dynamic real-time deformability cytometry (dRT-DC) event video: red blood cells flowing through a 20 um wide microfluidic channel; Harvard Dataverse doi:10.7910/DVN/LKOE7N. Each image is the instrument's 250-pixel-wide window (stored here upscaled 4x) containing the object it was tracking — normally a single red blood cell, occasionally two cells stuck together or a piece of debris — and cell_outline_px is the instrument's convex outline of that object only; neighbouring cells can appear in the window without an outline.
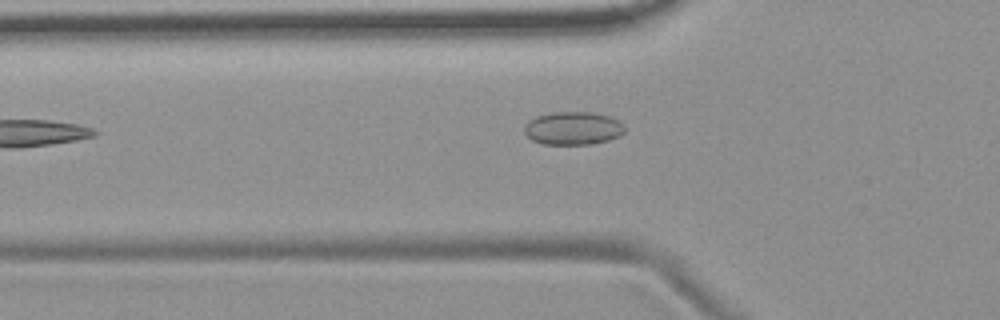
{"species": "common noctule bat (a hibernating species)", "species_latin": "Nyctalus noctula", "temperature_condition": "room temperature", "stored_images_in_passage": 6, "camera_frame_rate_fps": 3000, "um_per_image_px": 0.085, "animal": {"sex": "female", "body_mass_g": 19.9}, "frame": {"image": 1, "passage_image": 5, "time_ms": 4.667, "image_size_px": [1000, 320], "cell_outline_px": [[624, 132], [620, 136], [608, 140], [592, 144], [540, 144], [532, 140], [524, 132], [524, 124], [528, 120], [536, 116], [552, 112], [592, 112], [608, 116], [620, 120], [624, 124]], "centroid_in_image_um": [48.7, 10.9], "position_along_channel_um": 77.1, "area_um2": 19.59}}